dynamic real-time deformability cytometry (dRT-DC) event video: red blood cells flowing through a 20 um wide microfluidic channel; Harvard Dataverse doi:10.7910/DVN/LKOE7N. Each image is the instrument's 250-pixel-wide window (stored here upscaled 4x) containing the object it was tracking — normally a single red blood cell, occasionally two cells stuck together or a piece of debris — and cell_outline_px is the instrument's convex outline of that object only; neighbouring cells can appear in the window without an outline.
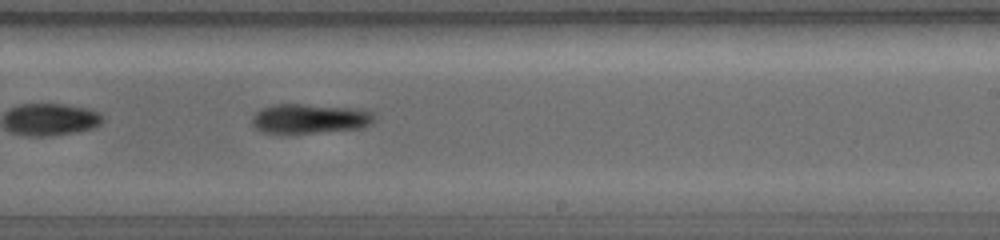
{"species": "common noctule bat (a hibernating species)", "species_latin": "Nyctalus noctula", "temperature_condition": "warm", "stored_images_in_passage": 19, "camera_frame_rate_fps": 5000, "um_per_image_px": 0.085, "animal": {"sex": "female", "body_mass_g": 19.0, "forearm_length_mm": 56.7}, "frame": {"image": 1, "passage_image": 9, "time_ms": 3.0, "image_size_px": [1000, 240], "cell_outline_px": [[376, 120], [372, 124], [364, 128], [312, 132], [260, 132], [252, 124], [252, 116], [260, 108], [276, 104], [300, 104], [348, 108], [372, 112]], "centroid_in_image_um": [26.31, 10.08], "position_along_channel_um": 262.7, "area_um2": 20.69}}